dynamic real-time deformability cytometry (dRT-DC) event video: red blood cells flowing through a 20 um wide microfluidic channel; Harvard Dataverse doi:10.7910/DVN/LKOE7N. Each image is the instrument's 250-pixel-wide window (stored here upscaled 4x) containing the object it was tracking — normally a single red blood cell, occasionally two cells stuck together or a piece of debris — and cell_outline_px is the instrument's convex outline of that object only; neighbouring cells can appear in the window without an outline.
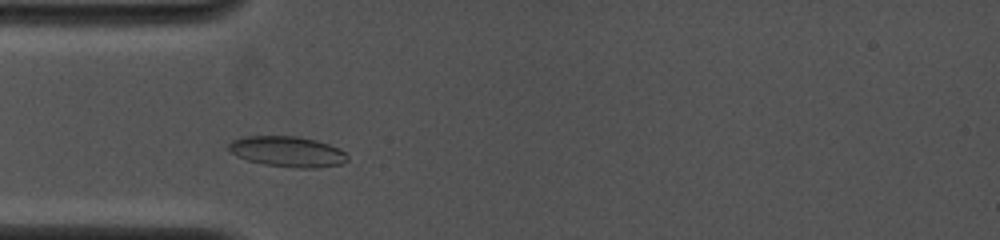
{"species": "common noctule bat (a hibernating species)", "species_latin": "Nyctalus noctula", "temperature_condition": "cold", "stored_images_in_passage": 3, "camera_frame_rate_fps": 4000, "um_per_image_px": 0.085, "animal": {"sex": "female", "body_mass_g": 19.0, "forearm_length_mm": 53.3}, "frame": {"image": 1, "passage_image": 2, "time_ms": 1.0, "image_size_px": [1000, 240], "cell_outline_px": [[348, 160], [344, 164], [316, 168], [300, 168], [264, 164], [248, 160], [236, 156], [228, 148], [228, 144], [232, 140], [244, 136], [296, 136], [316, 140], [340, 148], [348, 156]], "centroid_in_image_um": [24.46, 12.88], "position_along_channel_um": 60.5, "area_um2": 21.21}}